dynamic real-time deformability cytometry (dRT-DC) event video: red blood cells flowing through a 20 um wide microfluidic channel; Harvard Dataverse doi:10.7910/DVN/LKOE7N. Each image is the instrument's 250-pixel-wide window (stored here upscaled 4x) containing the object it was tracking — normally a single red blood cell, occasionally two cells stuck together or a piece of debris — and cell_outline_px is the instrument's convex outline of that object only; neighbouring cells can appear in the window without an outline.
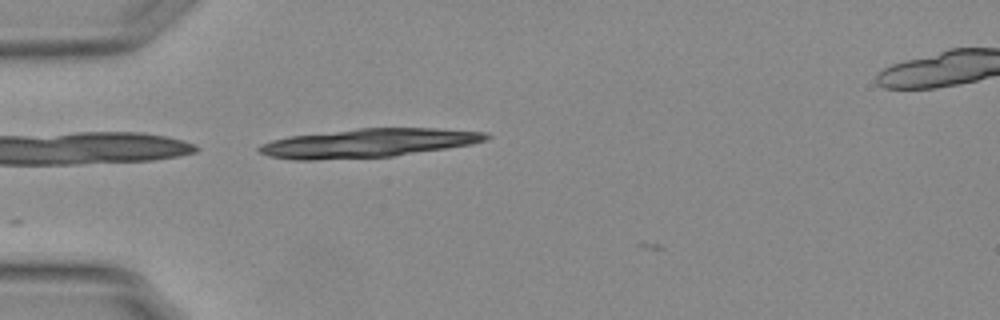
{"species": "Egyptian fruit bat (a non-hibernating species)", "species_latin": "Rousettus aegyptiacus", "temperature_condition": "warm", "stored_images_in_passage": 2, "camera_frame_rate_fps": 3000, "um_per_image_px": 0.085, "animal": {"sex": "female"}, "frame": {"image": 1, "passage_image": 1, "time_ms": 0.0, "image_size_px": [1000, 320], "cell_outline_px": [[492, 136], [484, 140], [472, 144], [392, 156], [312, 160], [296, 160], [268, 156], [260, 152], [256, 148], [260, 144], [272, 140], [288, 136], [360, 128], [436, 128], [488, 132]], "centroid_in_image_um": [31.27, 12.15], "position_along_channel_um": 53.7, "area_um2": 37.86}}